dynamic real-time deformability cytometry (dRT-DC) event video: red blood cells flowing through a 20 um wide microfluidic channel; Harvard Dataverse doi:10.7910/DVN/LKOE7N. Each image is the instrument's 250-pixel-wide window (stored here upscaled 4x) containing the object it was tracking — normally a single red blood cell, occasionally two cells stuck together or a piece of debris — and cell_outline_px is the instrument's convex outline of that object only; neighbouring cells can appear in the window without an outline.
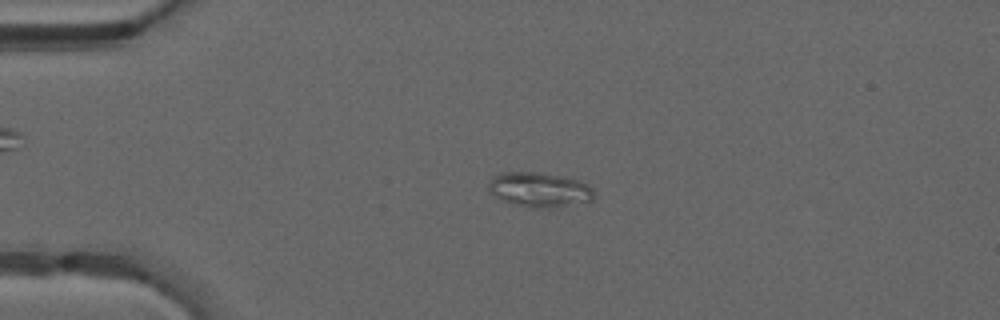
{"species": "common noctule bat (a hibernating species)", "species_latin": "Nyctalus noctula", "temperature_condition": "warm", "stored_images_in_passage": 49, "camera_frame_rate_fps": 3000, "um_per_image_px": 0.085, "animal": {"sex": "male", "forearm_length_mm": 52.5}, "frame": {"image": 1, "passage_image": 12, "time_ms": 3.667, "image_size_px": [1000, 320], "cell_outline_px": [[596, 196], [592, 200], [556, 208], [528, 208], [492, 196], [488, 188], [488, 184], [492, 176], [500, 172], [536, 172], [560, 176], [580, 180], [588, 184], [592, 188]], "centroid_in_image_um": [45.85, 16.13], "position_along_channel_um": 39.2, "area_um2": 21.62}}
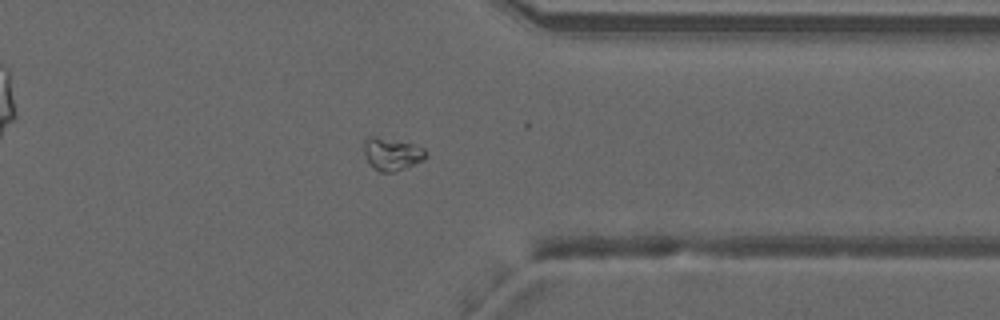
{"frame": {"image": 2, "passage_image": 39, "time_ms": 12.667, "image_size_px": [1000, 320], "cell_outline_px": [[428, 156], [424, 160], [404, 168], [392, 172], [380, 172], [372, 168], [364, 152], [364, 140], [372, 136], [376, 136], [412, 144], [424, 148]], "centroid_in_image_um": [33.31, 13.1], "position_along_channel_um": 378.1, "area_um2": 11.62}}
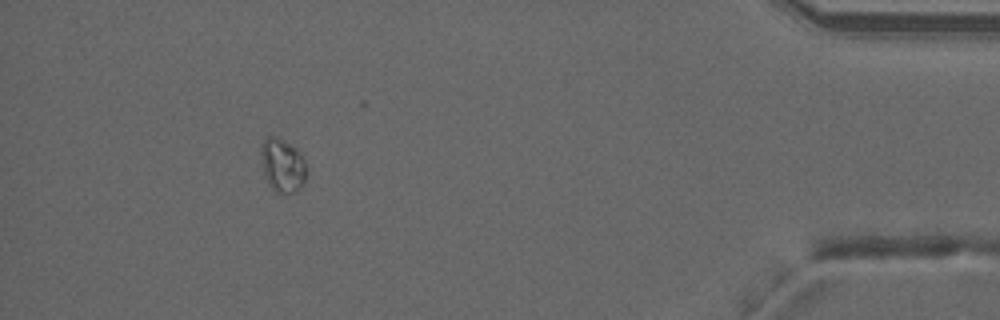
{"frame": {"image": 3, "passage_image": 45, "time_ms": 14.667, "image_size_px": [1000, 320], "cell_outline_px": [[308, 172], [300, 188], [292, 192], [276, 192], [272, 188], [264, 176], [260, 156], [260, 148], [264, 140], [268, 136], [276, 136], [288, 144], [304, 160]], "centroid_in_image_um": [23.98, 14.06], "position_along_channel_um": 411.2, "area_um2": 13.87}}